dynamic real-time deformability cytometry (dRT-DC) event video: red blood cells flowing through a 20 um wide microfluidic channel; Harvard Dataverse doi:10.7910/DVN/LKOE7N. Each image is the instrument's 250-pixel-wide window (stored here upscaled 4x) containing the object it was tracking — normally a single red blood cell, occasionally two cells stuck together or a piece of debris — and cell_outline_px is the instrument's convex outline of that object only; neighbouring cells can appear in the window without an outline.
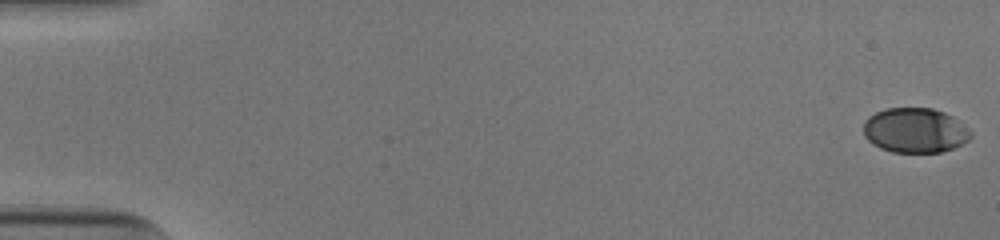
{"species": "human", "species_latin": "Homo sapiens", "temperature_condition": "cold", "stored_images_in_passage": 53, "camera_frame_rate_fps": 3000, "um_per_image_px": 0.085, "donor": {"sex": "male"}, "frame": {"image": 1, "passage_image": 1, "time_ms": 0.0, "image_size_px": [1000, 240], "cell_outline_px": [[972, 136], [968, 140], [952, 148], [940, 152], [892, 152], [880, 148], [872, 144], [864, 136], [864, 120], [868, 116], [876, 112], [888, 108], [932, 108], [944, 112], [960, 120], [972, 132]], "centroid_in_image_um": [77.77, 11.07], "position_along_channel_um": 7.2, "area_um2": 28.15}}
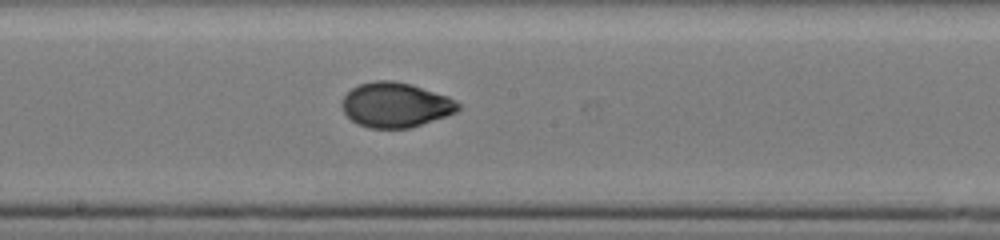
{"frame": {"image": 2, "passage_image": 30, "time_ms": 9.667, "image_size_px": [1000, 240], "cell_outline_px": [[460, 108], [456, 112], [408, 128], [368, 128], [356, 124], [344, 112], [340, 104], [344, 96], [352, 88], [360, 84], [376, 80], [392, 80], [408, 84], [448, 96], [456, 100], [460, 104]], "centroid_in_image_um": [33.58, 8.92], "position_along_channel_um": 214.6, "area_um2": 30.06}}
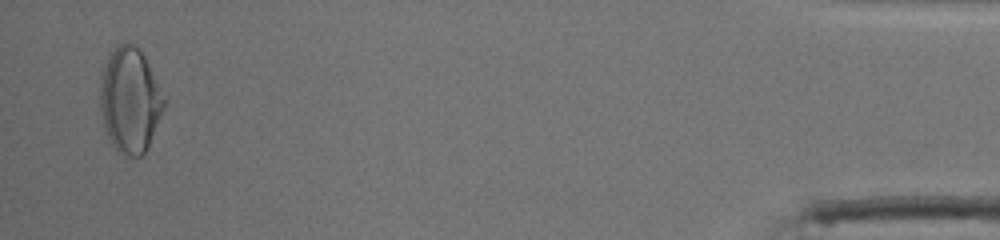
{"frame": {"image": 3, "passage_image": 52, "time_ms": 17.0, "image_size_px": [1000, 240], "cell_outline_px": [[168, 100], [148, 144], [144, 152], [140, 156], [120, 156], [116, 152], [104, 128], [100, 112], [100, 72], [108, 52], [120, 44], [128, 40], [140, 48]], "centroid_in_image_um": [11.03, 8.47], "position_along_channel_um": 424.2, "area_um2": 40.0}, "authors_computed_cell_mechanics": {"area_um2": 29.9982, "velocity_mm_per_s": 3.9204, "shape_relaxation_time_tau1_ms": 4.3294, "shape_relaxation_time_tau2_ms": 0.8734, "deformation_change_tau1": 0.1505, "deformation_change_tau2": 0.0397}}